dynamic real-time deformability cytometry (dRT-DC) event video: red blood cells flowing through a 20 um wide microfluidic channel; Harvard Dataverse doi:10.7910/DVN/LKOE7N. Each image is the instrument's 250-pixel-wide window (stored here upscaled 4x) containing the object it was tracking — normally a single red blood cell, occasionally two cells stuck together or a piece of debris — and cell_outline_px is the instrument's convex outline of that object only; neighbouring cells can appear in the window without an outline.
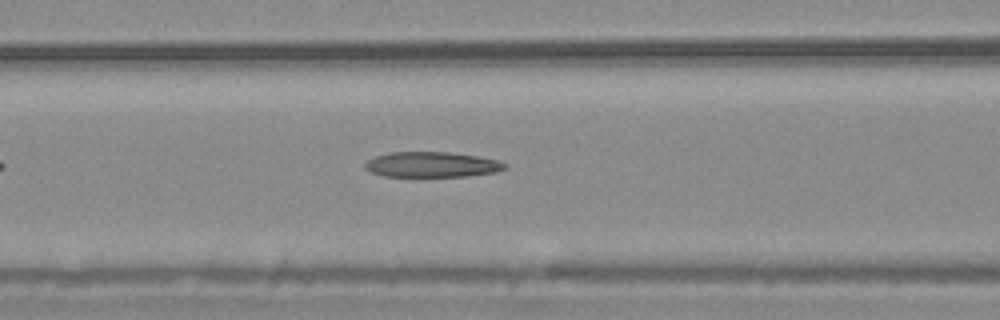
{"species": "common noctule bat (a hibernating species)", "species_latin": "Nyctalus noctula", "temperature_condition": "warm", "stored_images_in_passage": 44, "camera_frame_rate_fps": 3000, "um_per_image_px": 0.085, "animal": {"sex": "male", "body_mass_g": 20.4}, "frame": {"image": 1, "passage_image": 12, "time_ms": 3.667, "image_size_px": [1000, 320], "cell_outline_px": [[508, 164], [504, 168], [496, 172], [468, 176], [384, 176], [372, 172], [364, 168], [364, 164], [368, 160], [376, 156], [388, 152], [448, 152], [476, 156], [496, 160]], "centroid_in_image_um": [36.68, 13.98], "position_along_channel_um": 129.9, "area_um2": 20.46}}
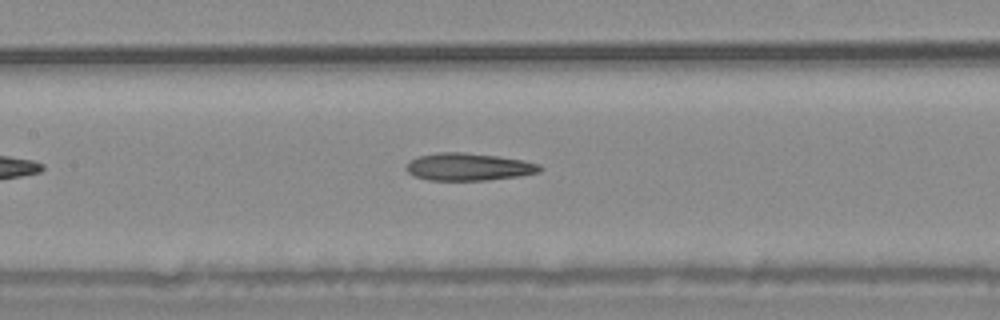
{"frame": {"image": 2, "passage_image": 15, "time_ms": 4.667, "image_size_px": [1000, 320], "cell_outline_px": [[544, 168], [540, 172], [520, 176], [488, 180], [428, 180], [412, 176], [404, 168], [412, 160], [420, 156], [436, 152], [460, 152], [496, 156], [524, 160], [540, 164]], "centroid_in_image_um": [39.85, 14.19], "position_along_channel_um": 167.5, "area_um2": 21.44}}
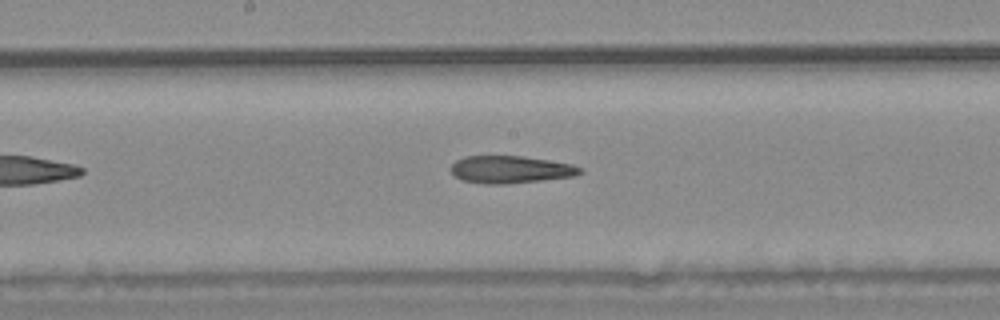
{"frame": {"image": 3, "passage_image": 18, "time_ms": 5.667, "image_size_px": [1000, 320], "cell_outline_px": [[584, 172], [576, 176], [504, 184], [484, 184], [460, 180], [448, 168], [456, 160], [464, 156], [524, 156], [572, 164], [584, 168]], "centroid_in_image_um": [43.4, 14.4], "position_along_channel_um": 204.8, "area_um2": 20.81}, "authors_computed_cell_mechanics": {"area_um2": 21.4727, "velocity_mm_per_s": 3.7368, "shape_relaxation_time_tau1_ms": null, "shape_relaxation_time_tau2_ms": 5.3859, "deformation_change_tau1": null, "deformation_change_tau2": 0.1899}}